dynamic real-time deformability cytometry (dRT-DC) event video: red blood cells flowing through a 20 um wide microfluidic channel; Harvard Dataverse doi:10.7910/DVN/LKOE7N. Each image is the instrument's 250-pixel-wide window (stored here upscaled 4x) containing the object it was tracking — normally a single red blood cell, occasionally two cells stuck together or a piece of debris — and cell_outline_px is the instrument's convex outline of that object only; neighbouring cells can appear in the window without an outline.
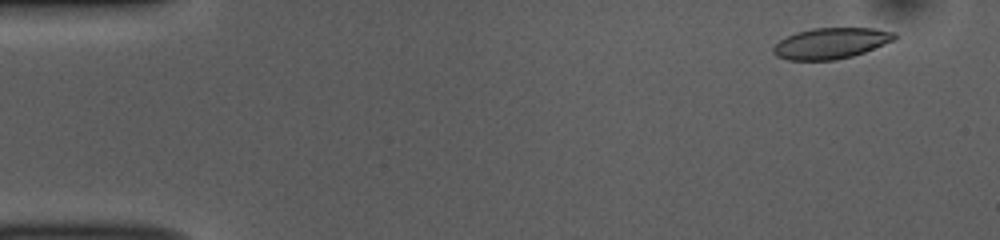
{"species": "common noctule bat (a hibernating species)", "species_latin": "Nyctalus noctula", "temperature_condition": "room temperature", "stored_images_in_passage": 48, "camera_frame_rate_fps": 3000, "um_per_image_px": 0.085, "animal": {"sex": "female", "body_mass_g": 10.0, "forearm_length_mm": 53.1}, "frame": {"image": 1, "passage_image": 4, "time_ms": 1.0, "image_size_px": [1000, 240], "cell_outline_px": [[896, 36], [892, 40], [884, 44], [864, 52], [852, 56], [836, 60], [788, 60], [776, 56], [772, 52], [772, 48], [780, 40], [796, 32], [812, 28], [872, 28], [896, 32]], "centroid_in_image_um": [70.6, 3.68], "position_along_channel_um": 14.4, "area_um2": 21.73}}
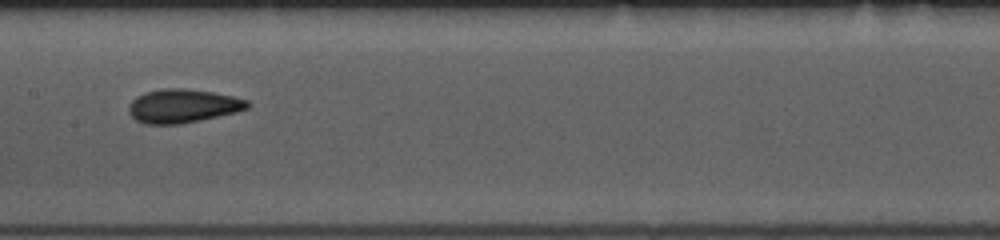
{"frame": {"image": 2, "passage_image": 26, "time_ms": 8.333, "image_size_px": [1000, 240], "cell_outline_px": [[252, 104], [248, 108], [236, 112], [200, 120], [180, 124], [144, 124], [136, 120], [128, 112], [128, 104], [136, 96], [148, 92], [164, 88], [184, 88], [212, 92], [232, 96], [248, 100]], "centroid_in_image_um": [15.53, 9.01], "position_along_channel_um": 191.9, "area_um2": 23.29}}
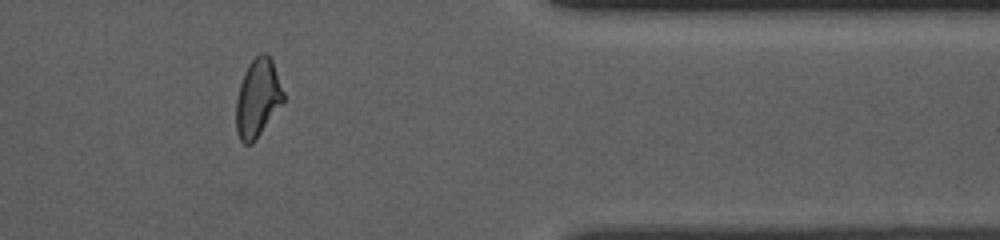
{"frame": {"image": 3, "passage_image": 43, "time_ms": 14.0, "image_size_px": [1000, 240], "cell_outline_px": [[284, 100], [256, 140], [252, 144], [244, 144], [240, 140], [236, 132], [236, 100], [240, 84], [244, 72], [248, 64], [260, 52], [264, 52], [272, 60], [284, 92]], "centroid_in_image_um": [21.89, 8.35], "position_along_channel_um": 389.5, "area_um2": 21.5}, "authors_computed_cell_mechanics": {"area_um2": 22.542, "velocity_mm_per_s": 3.8458, "shape_relaxation_time_tau1_ms": 4.5672, "shape_relaxation_time_tau2_ms": 2.3906, "deformation_change_tau1": 0.1353, "deformation_change_tau2": 0.0887}}